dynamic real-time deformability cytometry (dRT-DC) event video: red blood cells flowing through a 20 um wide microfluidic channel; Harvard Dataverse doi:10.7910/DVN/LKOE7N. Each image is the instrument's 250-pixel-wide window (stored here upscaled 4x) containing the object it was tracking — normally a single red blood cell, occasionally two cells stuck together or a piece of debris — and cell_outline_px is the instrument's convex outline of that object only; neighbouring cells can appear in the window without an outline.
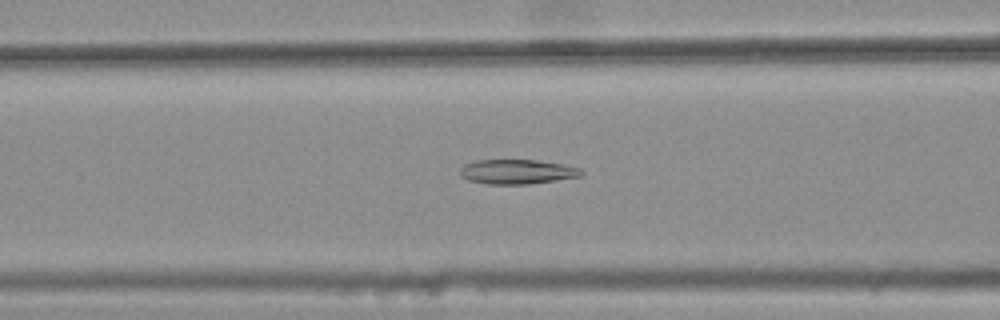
{"species": "common noctule bat (a hibernating species)", "species_latin": "Nyctalus noctula", "temperature_condition": "warm", "stored_images_in_passage": 34, "camera_frame_rate_fps": 3000, "um_per_image_px": 0.085, "animal": {"sex": "female", "body_mass_g": 25.1}, "frame": {"image": 1, "passage_image": 8, "time_ms": 2.333, "image_size_px": [1000, 320], "cell_outline_px": [[584, 172], [580, 176], [528, 184], [488, 184], [468, 180], [460, 176], [460, 168], [464, 164], [476, 160], [536, 160], [564, 164], [580, 168]], "centroid_in_image_um": [43.93, 14.59], "position_along_channel_um": 122.7, "area_um2": 17.34}}
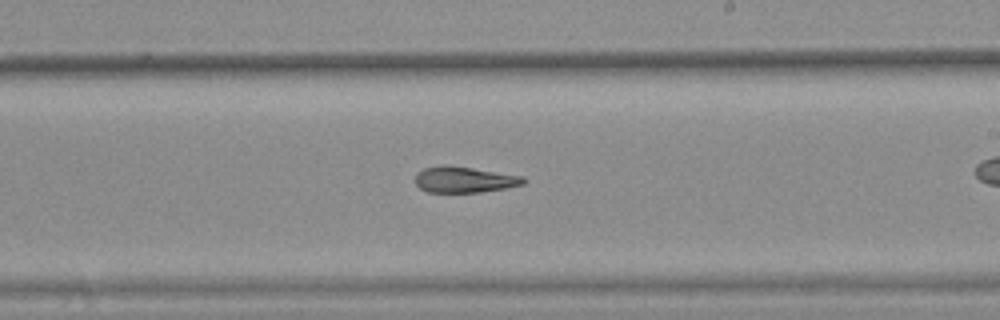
{"frame": {"image": 2, "passage_image": 18, "time_ms": 5.667, "image_size_px": [1000, 320], "cell_outline_px": [[524, 184], [508, 188], [480, 192], [428, 192], [420, 188], [416, 184], [416, 172], [424, 168], [444, 164], [448, 164], [524, 176]], "centroid_in_image_um": [39.46, 15.26], "position_along_channel_um": 249.5, "area_um2": 16.53}}
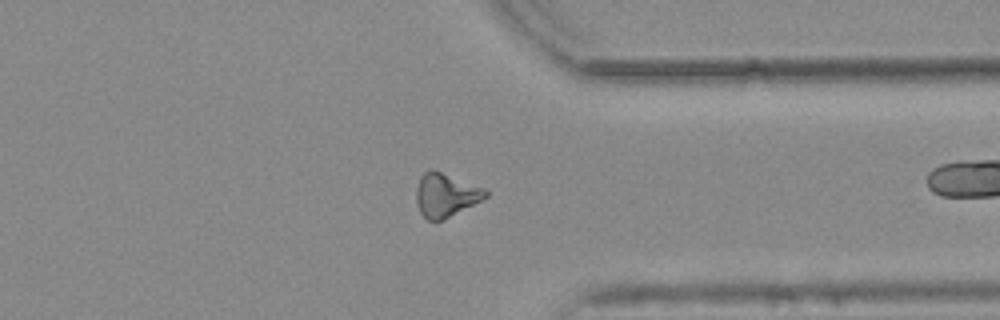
{"frame": {"image": 3, "passage_image": 28, "time_ms": 9.0, "image_size_px": [1000, 320], "cell_outline_px": [[488, 196], [444, 220], [428, 220], [420, 212], [416, 204], [416, 188], [420, 176], [424, 172], [432, 168], [488, 188]], "centroid_in_image_um": [37.89, 16.55], "position_along_channel_um": 373.5, "area_um2": 17.92}}